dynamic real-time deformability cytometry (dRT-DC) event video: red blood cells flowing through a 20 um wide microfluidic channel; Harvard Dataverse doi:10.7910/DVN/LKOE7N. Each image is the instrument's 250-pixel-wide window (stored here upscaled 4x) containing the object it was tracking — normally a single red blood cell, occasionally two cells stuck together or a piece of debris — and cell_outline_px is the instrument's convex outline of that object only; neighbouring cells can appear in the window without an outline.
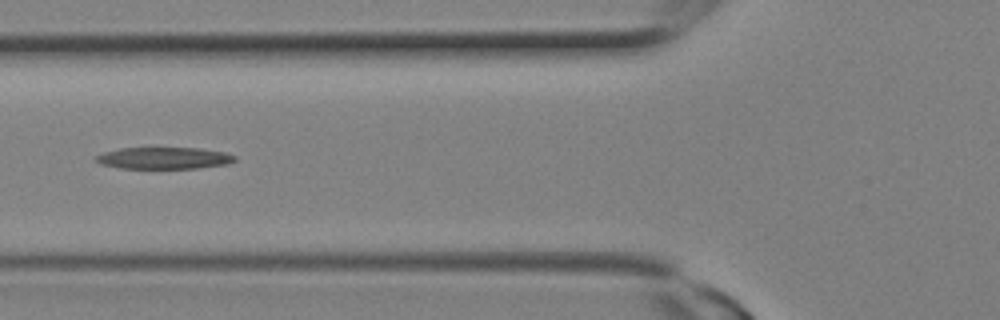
{"species": "Egyptian fruit bat (a non-hibernating species)", "species_latin": "Rousettus aegyptiacus", "temperature_condition": "room temperature", "stored_images_in_passage": 11, "camera_frame_rate_fps": 3000, "um_per_image_px": 0.085, "animal": {"sex": "female"}, "frame": {"image": 1, "passage_image": 10, "time_ms": 3.0, "image_size_px": [1000, 320], "cell_outline_px": [[236, 160], [228, 164], [196, 168], [120, 168], [100, 164], [92, 160], [96, 156], [104, 152], [120, 148], [200, 148], [224, 152], [236, 156]], "centroid_in_image_um": [13.91, 13.44], "position_along_channel_um": 111.9, "area_um2": 17.63}}